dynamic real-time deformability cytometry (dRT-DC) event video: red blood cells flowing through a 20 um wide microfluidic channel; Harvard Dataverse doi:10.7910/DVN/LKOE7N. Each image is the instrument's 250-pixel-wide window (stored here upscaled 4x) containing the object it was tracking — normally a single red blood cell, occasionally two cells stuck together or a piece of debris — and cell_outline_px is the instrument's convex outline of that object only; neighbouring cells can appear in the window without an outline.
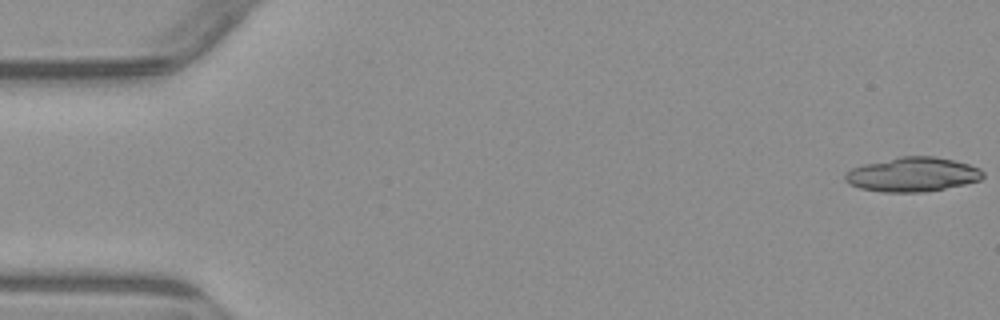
{"species": "common noctule bat (a hibernating species)", "species_latin": "Nyctalus noctula", "temperature_condition": "warm", "stored_images_in_passage": 5, "camera_frame_rate_fps": 3000, "um_per_image_px": 0.085, "animal": {"sex": "male", "body_mass_g": 23.1, "forearm_length_mm": 52.7}, "frame": {"image": 1, "passage_image": 1, "time_ms": 0.0, "image_size_px": [1000, 320], "cell_outline_px": [[984, 176], [980, 180], [964, 184], [924, 192], [880, 192], [860, 188], [848, 184], [844, 180], [844, 176], [852, 168], [864, 164], [900, 156], [936, 156], [968, 164], [980, 168], [984, 172]], "centroid_in_image_um": [77.56, 14.83], "position_along_channel_um": 7.4, "area_um2": 27.57}}
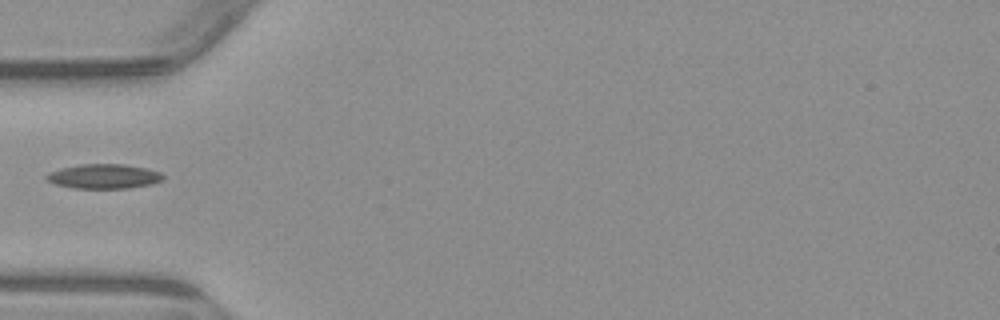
{"frame": {"image": 2, "passage_image": 5, "time_ms": 5.667, "image_size_px": [1000, 320], "cell_outline_px": [[164, 180], [152, 184], [128, 188], [72, 188], [56, 184], [44, 180], [44, 176], [48, 172], [60, 168], [80, 164], [124, 164], [144, 168], [160, 172], [164, 176]], "centroid_in_image_um": [8.79, 14.99], "position_along_channel_um": 76.2, "area_um2": 16.82}}